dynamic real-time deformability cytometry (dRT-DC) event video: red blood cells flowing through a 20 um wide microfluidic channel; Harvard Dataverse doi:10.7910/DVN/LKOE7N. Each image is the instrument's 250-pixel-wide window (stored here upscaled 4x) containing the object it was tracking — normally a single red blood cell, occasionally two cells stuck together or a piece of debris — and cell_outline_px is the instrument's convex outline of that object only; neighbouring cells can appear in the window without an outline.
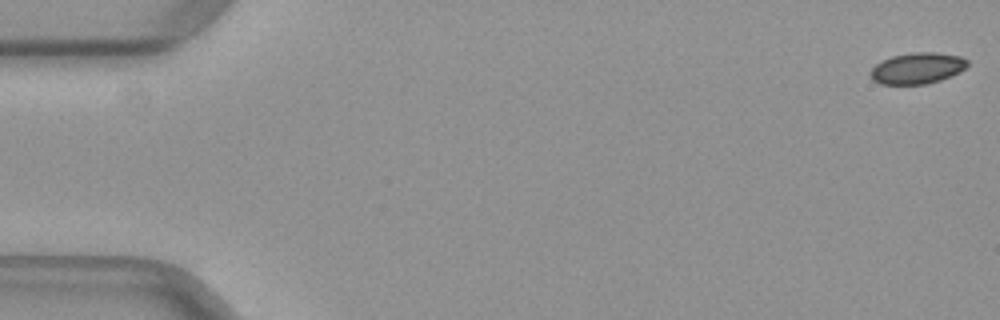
{"species": "common noctule bat (a hibernating species)", "species_latin": "Nyctalus noctula", "temperature_condition": "warm", "stored_images_in_passage": 10, "camera_frame_rate_fps": 3000, "um_per_image_px": 0.085, "animal": {"sex": "female", "body_mass_g": 29.2, "forearm_length_mm": 56.3}, "frame": {"image": 1, "passage_image": 1, "time_ms": 0.0, "image_size_px": [1000, 320], "cell_outline_px": [[968, 64], [960, 72], [940, 80], [924, 84], [880, 84], [872, 80], [868, 76], [868, 72], [876, 64], [892, 56], [912, 52], [936, 52], [960, 56], [968, 60]], "centroid_in_image_um": [77.94, 5.8], "position_along_channel_um": 7.1, "area_um2": 17.69}}